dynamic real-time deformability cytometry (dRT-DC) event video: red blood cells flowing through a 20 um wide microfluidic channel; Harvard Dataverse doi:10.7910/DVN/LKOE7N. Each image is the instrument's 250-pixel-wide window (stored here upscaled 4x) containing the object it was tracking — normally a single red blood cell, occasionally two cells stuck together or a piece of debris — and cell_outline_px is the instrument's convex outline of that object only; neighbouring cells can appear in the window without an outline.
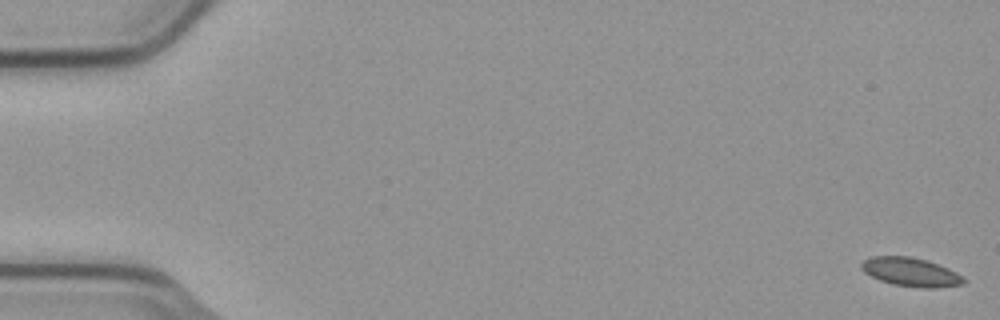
{"species": "common noctule bat (a hibernating species)", "species_latin": "Nyctalus noctula", "temperature_condition": "cold", "stored_images_in_passage": 12, "camera_frame_rate_fps": 3000, "um_per_image_px": 0.085, "animal": {"sex": "male", "body_mass_g": 23.1, "forearm_length_mm": 52.7}, "frame": {"image": 1, "passage_image": 1, "time_ms": 0.0, "image_size_px": [1000, 320], "cell_outline_px": [[964, 284], [936, 288], [920, 288], [892, 284], [880, 280], [864, 272], [860, 268], [860, 264], [864, 260], [872, 256], [908, 256], [928, 260], [948, 268], [956, 272], [964, 280]], "centroid_in_image_um": [77.39, 23.12], "position_along_channel_um": 7.6, "area_um2": 17.11}}